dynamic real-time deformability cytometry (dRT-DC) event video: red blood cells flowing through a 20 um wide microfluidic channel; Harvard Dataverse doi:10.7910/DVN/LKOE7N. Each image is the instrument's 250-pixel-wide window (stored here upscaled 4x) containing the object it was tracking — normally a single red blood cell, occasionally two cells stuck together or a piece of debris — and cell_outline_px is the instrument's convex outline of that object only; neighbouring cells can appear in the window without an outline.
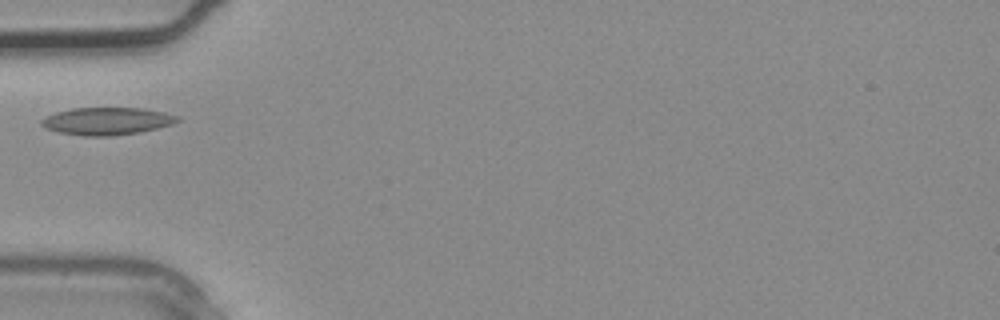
{"species": "common noctule bat (a hibernating species)", "species_latin": "Nyctalus noctula", "temperature_condition": "warm", "stored_images_in_passage": 3, "camera_frame_rate_fps": 3000, "um_per_image_px": 0.085, "animal": {"sex": "male", "body_mass_g": 20.4}, "frame": {"image": 1, "passage_image": 3, "time_ms": 0.667, "image_size_px": [1000, 320], "cell_outline_px": [[180, 120], [172, 124], [140, 132], [112, 136], [84, 136], [60, 132], [48, 128], [40, 124], [40, 120], [56, 112], [72, 108], [140, 108], [164, 112], [180, 116]], "centroid_in_image_um": [9.12, 10.29], "position_along_channel_um": 75.9, "area_um2": 21.62}}